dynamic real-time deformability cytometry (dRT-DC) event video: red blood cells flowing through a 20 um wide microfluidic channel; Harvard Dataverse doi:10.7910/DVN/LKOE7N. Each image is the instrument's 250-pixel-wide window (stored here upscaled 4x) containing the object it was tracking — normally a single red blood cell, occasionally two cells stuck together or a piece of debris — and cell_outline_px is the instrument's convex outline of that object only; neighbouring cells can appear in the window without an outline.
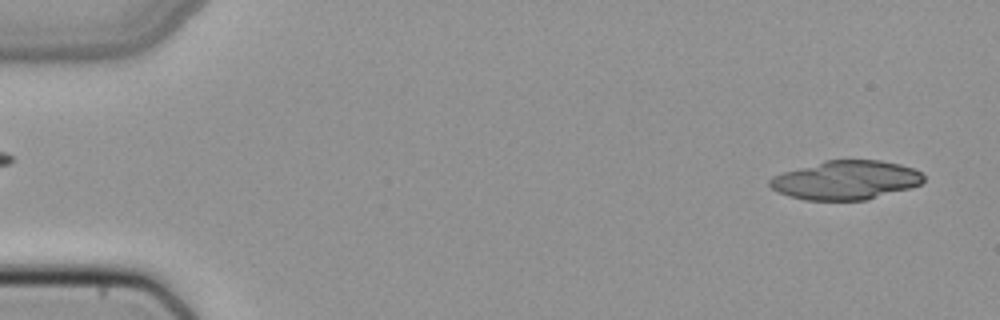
{"species": "common noctule bat (a hibernating species)", "species_latin": "Nyctalus noctula", "temperature_condition": "cold", "stored_images_in_passage": 15, "camera_frame_rate_fps": 3000, "um_per_image_px": 0.085, "animal": {"sex": "female", "body_mass_g": 22.7, "forearm_length_mm": 54.2}, "frame": {"image": 1, "passage_image": 2, "time_ms": 0.333, "image_size_px": [1000, 320], "cell_outline_px": [[924, 180], [920, 184], [908, 188], [864, 200], [804, 200], [788, 196], [772, 188], [768, 184], [768, 180], [772, 176], [784, 172], [824, 160], [880, 160], [900, 164], [912, 168], [920, 172], [924, 176]], "centroid_in_image_um": [71.87, 15.3], "position_along_channel_um": 13.1, "area_um2": 34.62}}